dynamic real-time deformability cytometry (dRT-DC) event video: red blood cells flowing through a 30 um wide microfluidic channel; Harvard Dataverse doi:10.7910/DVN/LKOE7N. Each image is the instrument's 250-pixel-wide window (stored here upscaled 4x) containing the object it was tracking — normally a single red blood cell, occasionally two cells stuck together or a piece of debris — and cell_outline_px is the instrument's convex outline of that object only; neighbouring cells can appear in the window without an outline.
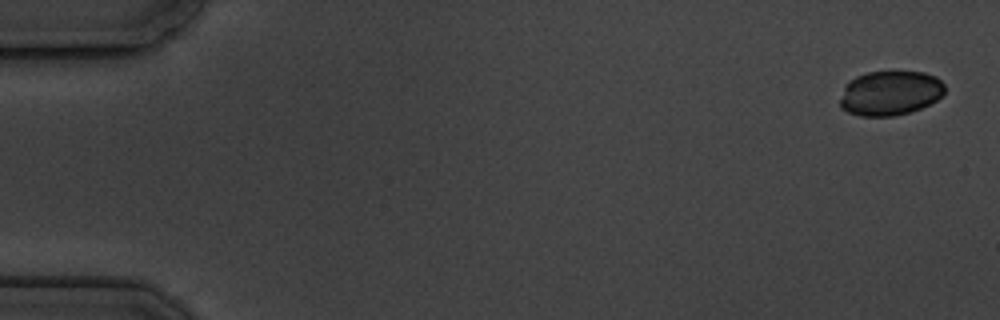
{"species": "common noctule bat (a hibernating species)", "species_latin": "Nyctalus noctula", "temperature_condition": "cold", "stored_images_in_passage": 5, "camera_frame_rate_fps": 3000, "um_per_image_px": 0.085, "animal": {"sex": "male", "body_mass_g": 19.5, "forearm_length_mm": 54.6}, "frame": {"image": 1, "passage_image": 1, "time_ms": 0.0, "image_size_px": [1000, 320], "cell_outline_px": [[944, 92], [936, 100], [920, 108], [908, 112], [892, 116], [860, 116], [848, 112], [840, 108], [840, 100], [844, 84], [856, 76], [868, 72], [924, 72], [936, 76], [944, 84]], "centroid_in_image_um": [75.62, 7.91], "position_along_channel_um": 9.4, "area_um2": 27.17}}